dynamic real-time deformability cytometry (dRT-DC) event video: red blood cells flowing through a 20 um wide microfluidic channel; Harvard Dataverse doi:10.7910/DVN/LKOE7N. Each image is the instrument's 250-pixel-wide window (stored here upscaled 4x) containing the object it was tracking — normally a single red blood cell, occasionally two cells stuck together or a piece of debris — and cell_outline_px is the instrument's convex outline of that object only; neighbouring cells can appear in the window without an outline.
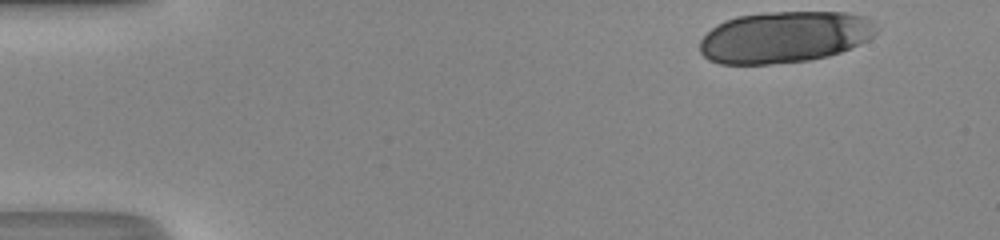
{"species": "human", "species_latin": "Homo sapiens", "temperature_condition": "room temperature", "stored_images_in_passage": 38, "camera_frame_rate_fps": 3000, "um_per_image_px": 0.085, "donor": {"sex": "male"}, "frame": {"image": 1, "passage_image": 1, "time_ms": 0.0, "image_size_px": [1000, 240], "cell_outline_px": [[880, 28], [868, 40], [840, 52], [828, 56], [808, 60], [768, 64], [720, 64], [708, 60], [700, 52], [700, 40], [716, 24], [724, 20], [736, 16], [764, 12], [844, 12], [864, 16], [872, 20]], "centroid_in_image_um": [66.68, 3.14], "position_along_channel_um": 18.3, "area_um2": 53.29}}
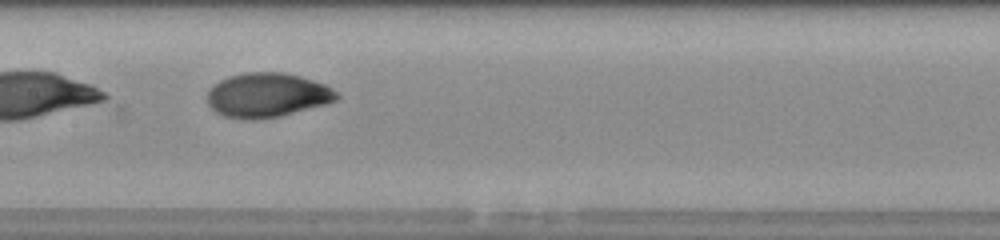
{"frame": {"image": 2, "passage_image": 22, "time_ms": 7.0, "image_size_px": [1000, 240], "cell_outline_px": [[340, 96], [336, 100], [328, 104], [280, 116], [252, 120], [224, 116], [216, 112], [208, 104], [208, 88], [212, 84], [228, 76], [244, 72], [284, 72], [300, 76], [324, 84], [332, 88]], "centroid_in_image_um": [22.71, 8.08], "position_along_channel_um": 184.7, "area_um2": 33.64}}
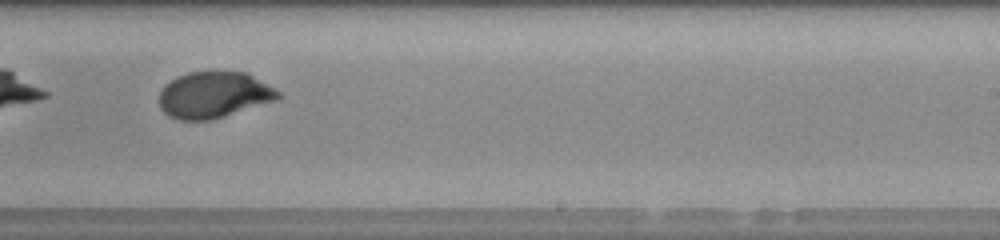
{"frame": {"image": 3, "passage_image": 28, "time_ms": 9.0, "image_size_px": [1000, 240], "cell_outline_px": [[280, 96], [276, 100], [212, 120], [180, 120], [168, 116], [160, 108], [160, 92], [164, 84], [188, 72], [248, 72], [280, 92]], "centroid_in_image_um": [18.17, 8.07], "position_along_channel_um": 270.8, "area_um2": 31.91}, "authors_computed_cell_mechanics": {"area_um2": 33.5818, "velocity_mm_per_s": 4.3225, "shape_relaxation_time_tau1_ms": 3.9529, "shape_relaxation_time_tau2_ms": null, "deformation_change_tau1": 0.1799, "deformation_change_tau2": null}}